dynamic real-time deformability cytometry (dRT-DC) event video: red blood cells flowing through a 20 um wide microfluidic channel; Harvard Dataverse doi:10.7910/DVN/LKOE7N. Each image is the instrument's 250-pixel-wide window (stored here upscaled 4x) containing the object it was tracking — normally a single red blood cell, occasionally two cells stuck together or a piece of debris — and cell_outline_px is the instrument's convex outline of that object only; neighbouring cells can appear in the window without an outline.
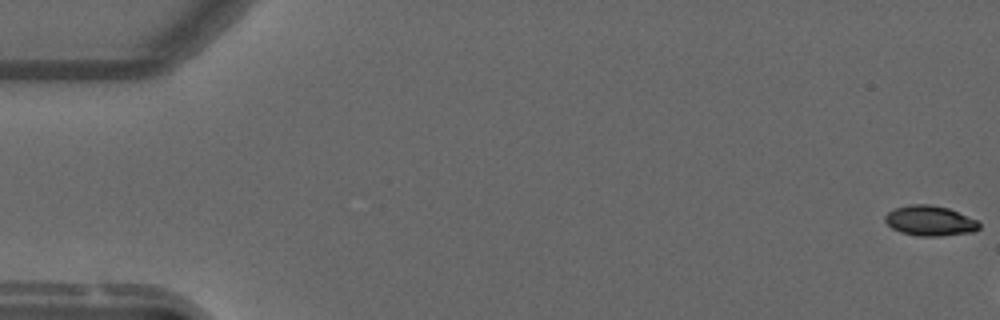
{"species": "common noctule bat (a hibernating species)", "species_latin": "Nyctalus noctula", "temperature_condition": "warm", "stored_images_in_passage": 7, "camera_frame_rate_fps": 3000, "um_per_image_px": 0.085, "animal": {"sex": "male", "forearm_length_mm": 52.5}, "frame": {"image": 1, "passage_image": 1, "time_ms": 0.0, "image_size_px": [1000, 320], "cell_outline_px": [[980, 228], [972, 232], [940, 236], [920, 236], [900, 232], [892, 228], [884, 220], [884, 216], [888, 212], [896, 208], [908, 204], [928, 204], [948, 208], [976, 220], [980, 224]], "centroid_in_image_um": [79.02, 18.76], "position_along_channel_um": 6.0, "area_um2": 16.42}}